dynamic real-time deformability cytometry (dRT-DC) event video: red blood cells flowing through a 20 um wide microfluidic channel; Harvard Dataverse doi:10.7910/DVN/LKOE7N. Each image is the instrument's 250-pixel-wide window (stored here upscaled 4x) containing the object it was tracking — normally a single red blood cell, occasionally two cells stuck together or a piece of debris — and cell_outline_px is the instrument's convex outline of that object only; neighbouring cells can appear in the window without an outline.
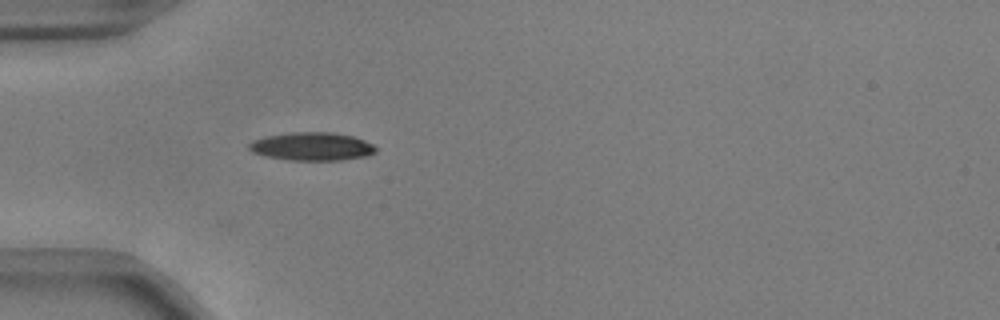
{"species": "common noctule bat (a hibernating species)", "species_latin": "Nyctalus noctula", "temperature_condition": "warm", "stored_images_in_passage": 27, "camera_frame_rate_fps": 3000, "um_per_image_px": 0.085, "animal": {"sex": "male", "body_mass_g": 17.9, "forearm_length_mm": 54.2}, "frame": {"image": 1, "passage_image": 1, "time_ms": 0.0, "image_size_px": [1000, 320], "cell_outline_px": [[376, 152], [368, 156], [344, 160], [288, 160], [264, 156], [252, 152], [248, 148], [248, 144], [252, 140], [264, 136], [292, 132], [332, 132], [352, 136], [364, 140], [372, 144], [376, 148]], "centroid_in_image_um": [26.49, 12.45], "position_along_channel_um": 58.5, "area_um2": 21.04}}
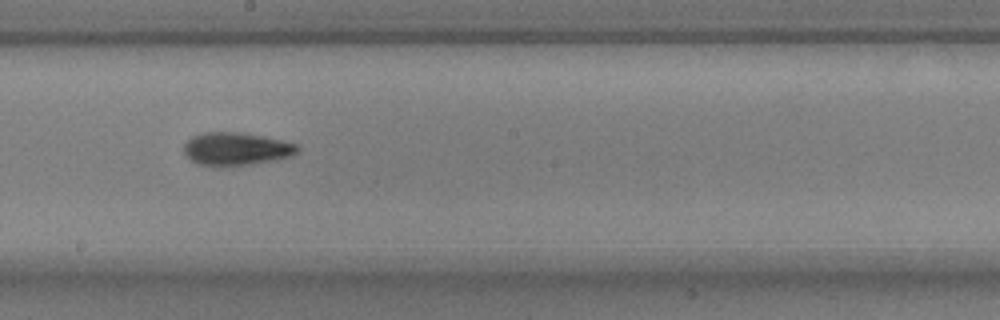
{"frame": {"image": 2, "passage_image": 15, "time_ms": 4.667, "image_size_px": [1000, 320], "cell_outline_px": [[300, 148], [292, 156], [276, 160], [252, 164], [224, 168], [216, 168], [196, 164], [184, 152], [184, 144], [192, 136], [204, 132], [244, 132], [264, 136], [300, 144]], "centroid_in_image_um": [20.09, 12.68], "position_along_channel_um": 228.1, "area_um2": 22.48}}
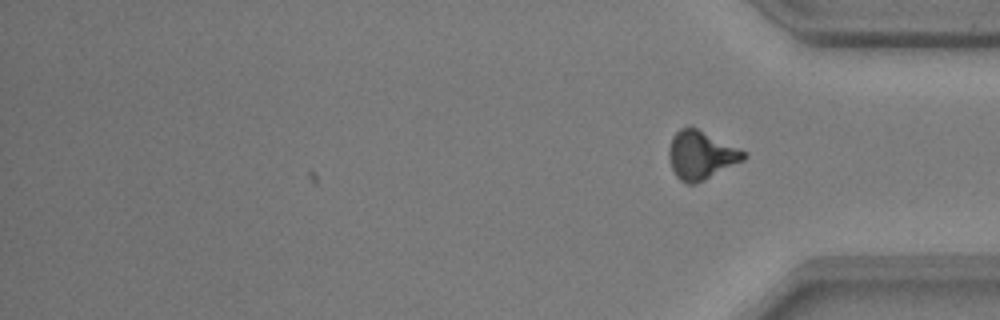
{"frame": {"image": 3, "passage_image": 27, "time_ms": 8.667, "image_size_px": [1000, 320], "cell_outline_px": [[748, 156], [744, 160], [696, 184], [688, 184], [680, 180], [676, 176], [672, 168], [668, 156], [668, 148], [672, 136], [680, 128], [696, 128], [748, 152]], "centroid_in_image_um": [59.59, 13.2], "position_along_channel_um": 375.6, "area_um2": 21.04}, "authors_computed_cell_mechanics": {"area_um2": 21.1548, "velocity_mm_per_s": 3.7467, "shape_relaxation_time_tau1_ms": 4.2998, "shape_relaxation_time_tau2_ms": 4.5265, "deformation_change_tau1": 0.1549, "deformation_change_tau2": 0.1251}}